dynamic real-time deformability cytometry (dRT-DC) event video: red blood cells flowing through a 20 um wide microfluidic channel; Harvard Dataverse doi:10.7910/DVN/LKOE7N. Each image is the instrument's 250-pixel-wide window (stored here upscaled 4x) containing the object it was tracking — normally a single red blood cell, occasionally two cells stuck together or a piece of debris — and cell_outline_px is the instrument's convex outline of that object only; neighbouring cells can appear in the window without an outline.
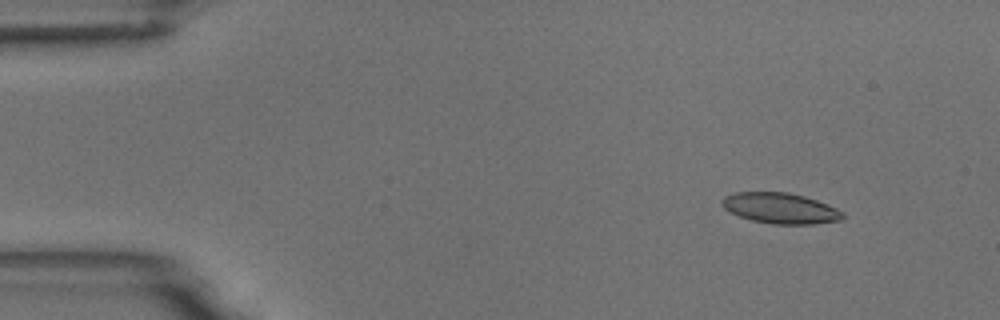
{"species": "common noctule bat (a hibernating species)", "species_latin": "Nyctalus noctula", "temperature_condition": "room temperature", "stored_images_in_passage": 53, "camera_frame_rate_fps": 3000, "um_per_image_px": 0.085, "animal": {"sex": "male", "body_mass_g": 18.8}, "frame": {"image": 1, "passage_image": 5, "time_ms": 1.333, "image_size_px": [1000, 320], "cell_outline_px": [[844, 216], [840, 220], [812, 224], [772, 224], [752, 220], [740, 216], [724, 208], [720, 204], [720, 200], [724, 196], [736, 192], [788, 192], [804, 196], [828, 204], [844, 212]], "centroid_in_image_um": [66.32, 17.69], "position_along_channel_um": 18.7, "area_um2": 21.56}}
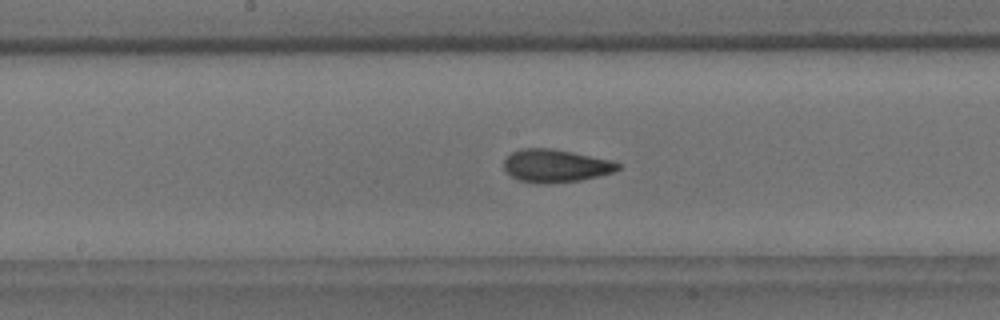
{"frame": {"image": 2, "passage_image": 27, "time_ms": 8.667, "image_size_px": [1000, 320], "cell_outline_px": [[620, 168], [612, 172], [580, 180], [548, 184], [540, 184], [520, 180], [512, 176], [504, 168], [504, 160], [512, 152], [520, 148], [552, 148], [612, 160], [620, 164]], "centroid_in_image_um": [47.21, 14.08], "position_along_channel_um": 201.0, "area_um2": 21.73}}
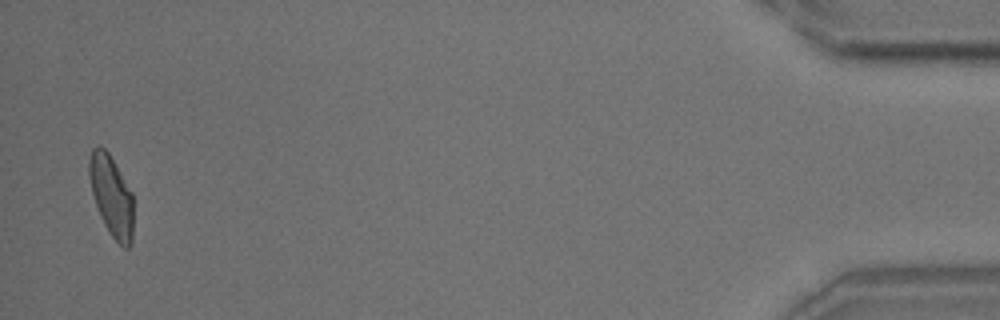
{"frame": {"image": 3, "passage_image": 52, "time_ms": 17.0, "image_size_px": [1000, 320], "cell_outline_px": [[132, 244], [128, 248], [124, 248], [108, 232], [100, 216], [92, 192], [88, 176], [88, 160], [92, 148], [104, 148], [108, 152], [132, 192]], "centroid_in_image_um": [9.46, 16.66], "position_along_channel_um": 425.7, "area_um2": 20.63}, "authors_computed_cell_mechanics": {"area_um2": 21.3282, "velocity_mm_per_s": 3.7409, "shape_relaxation_time_tau1_ms": 7.7898, "shape_relaxation_time_tau2_ms": 1.7302, "deformation_change_tau1": 0.1807, "deformation_change_tau2": 0.0756}}